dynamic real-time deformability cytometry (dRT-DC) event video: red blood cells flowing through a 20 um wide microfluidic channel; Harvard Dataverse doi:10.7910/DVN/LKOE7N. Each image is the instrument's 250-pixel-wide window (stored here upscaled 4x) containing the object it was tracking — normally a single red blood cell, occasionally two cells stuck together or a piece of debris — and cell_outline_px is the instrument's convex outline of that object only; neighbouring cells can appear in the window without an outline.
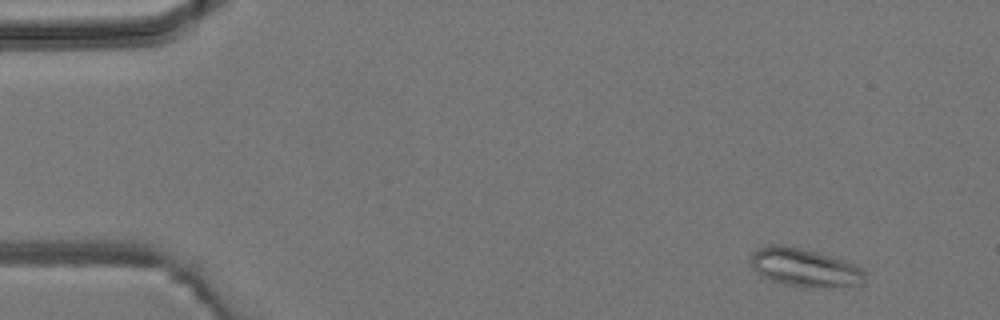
{"species": "common noctule bat (a hibernating species)", "species_latin": "Nyctalus noctula", "temperature_condition": "room temperature", "stored_images_in_passage": 4, "camera_frame_rate_fps": 3000, "um_per_image_px": 0.085, "animal": {"sex": "male", "body_mass_g": 19.2, "forearm_length_mm": 51.8}, "frame": {"image": 1, "passage_image": 1, "time_ms": 0.0, "image_size_px": [1000, 320], "cell_outline_px": [[864, 284], [824, 288], [800, 288], [784, 284], [760, 276], [752, 268], [748, 260], [752, 252], [756, 248], [768, 244], [780, 244], [800, 248], [832, 256], [856, 264], [864, 272]], "centroid_in_image_um": [68.34, 22.75], "position_along_channel_um": 16.7, "area_um2": 26.07}}